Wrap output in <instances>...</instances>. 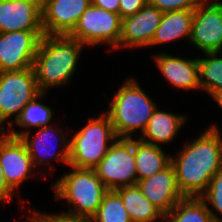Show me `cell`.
<instances>
[{
    "label": "cell",
    "mask_w": 222,
    "mask_h": 222,
    "mask_svg": "<svg viewBox=\"0 0 222 222\" xmlns=\"http://www.w3.org/2000/svg\"><path fill=\"white\" fill-rule=\"evenodd\" d=\"M163 150L160 146L135 139L137 181L151 177L171 163V155Z\"/></svg>",
    "instance_id": "7402d4cb"
},
{
    "label": "cell",
    "mask_w": 222,
    "mask_h": 222,
    "mask_svg": "<svg viewBox=\"0 0 222 222\" xmlns=\"http://www.w3.org/2000/svg\"><path fill=\"white\" fill-rule=\"evenodd\" d=\"M69 167L72 170L63 174L52 186L55 198L67 201L69 210L66 213L91 219L108 189L95 169Z\"/></svg>",
    "instance_id": "277c9868"
},
{
    "label": "cell",
    "mask_w": 222,
    "mask_h": 222,
    "mask_svg": "<svg viewBox=\"0 0 222 222\" xmlns=\"http://www.w3.org/2000/svg\"><path fill=\"white\" fill-rule=\"evenodd\" d=\"M31 212L37 222H92L90 218L72 215L63 210L62 213H42L36 210Z\"/></svg>",
    "instance_id": "83f0119b"
},
{
    "label": "cell",
    "mask_w": 222,
    "mask_h": 222,
    "mask_svg": "<svg viewBox=\"0 0 222 222\" xmlns=\"http://www.w3.org/2000/svg\"><path fill=\"white\" fill-rule=\"evenodd\" d=\"M92 222H132L121 197L115 191H108L101 201Z\"/></svg>",
    "instance_id": "d4e9b609"
},
{
    "label": "cell",
    "mask_w": 222,
    "mask_h": 222,
    "mask_svg": "<svg viewBox=\"0 0 222 222\" xmlns=\"http://www.w3.org/2000/svg\"><path fill=\"white\" fill-rule=\"evenodd\" d=\"M199 198L206 204L214 222H222L221 217L218 216V214L222 216V169L210 180L208 187ZM208 203L211 204L213 209L210 208Z\"/></svg>",
    "instance_id": "484cf974"
},
{
    "label": "cell",
    "mask_w": 222,
    "mask_h": 222,
    "mask_svg": "<svg viewBox=\"0 0 222 222\" xmlns=\"http://www.w3.org/2000/svg\"><path fill=\"white\" fill-rule=\"evenodd\" d=\"M40 93L33 67L0 72V129L9 128L22 109ZM13 116L15 119L11 121ZM3 123H7L6 128Z\"/></svg>",
    "instance_id": "8992f818"
},
{
    "label": "cell",
    "mask_w": 222,
    "mask_h": 222,
    "mask_svg": "<svg viewBox=\"0 0 222 222\" xmlns=\"http://www.w3.org/2000/svg\"><path fill=\"white\" fill-rule=\"evenodd\" d=\"M162 15L161 11L148 3L136 14L122 19L119 49L149 47Z\"/></svg>",
    "instance_id": "9a60e30c"
},
{
    "label": "cell",
    "mask_w": 222,
    "mask_h": 222,
    "mask_svg": "<svg viewBox=\"0 0 222 222\" xmlns=\"http://www.w3.org/2000/svg\"><path fill=\"white\" fill-rule=\"evenodd\" d=\"M91 0H41L45 35H69Z\"/></svg>",
    "instance_id": "4fadbf2b"
},
{
    "label": "cell",
    "mask_w": 222,
    "mask_h": 222,
    "mask_svg": "<svg viewBox=\"0 0 222 222\" xmlns=\"http://www.w3.org/2000/svg\"><path fill=\"white\" fill-rule=\"evenodd\" d=\"M30 213H31V215H28V216H27V218H26V219H27L26 222H29V220L33 217L31 211H30ZM18 222H19V221H18Z\"/></svg>",
    "instance_id": "d6a6232c"
},
{
    "label": "cell",
    "mask_w": 222,
    "mask_h": 222,
    "mask_svg": "<svg viewBox=\"0 0 222 222\" xmlns=\"http://www.w3.org/2000/svg\"><path fill=\"white\" fill-rule=\"evenodd\" d=\"M69 142V166L94 169L118 139L109 116L103 111L92 117Z\"/></svg>",
    "instance_id": "5b68a950"
},
{
    "label": "cell",
    "mask_w": 222,
    "mask_h": 222,
    "mask_svg": "<svg viewBox=\"0 0 222 222\" xmlns=\"http://www.w3.org/2000/svg\"><path fill=\"white\" fill-rule=\"evenodd\" d=\"M190 42L203 53H222V2L206 0L194 9Z\"/></svg>",
    "instance_id": "30bf717a"
},
{
    "label": "cell",
    "mask_w": 222,
    "mask_h": 222,
    "mask_svg": "<svg viewBox=\"0 0 222 222\" xmlns=\"http://www.w3.org/2000/svg\"><path fill=\"white\" fill-rule=\"evenodd\" d=\"M0 165L7 187L18 196L19 187L34 175V164L21 138L0 134ZM32 172V173H31Z\"/></svg>",
    "instance_id": "8fae6325"
},
{
    "label": "cell",
    "mask_w": 222,
    "mask_h": 222,
    "mask_svg": "<svg viewBox=\"0 0 222 222\" xmlns=\"http://www.w3.org/2000/svg\"><path fill=\"white\" fill-rule=\"evenodd\" d=\"M95 7L119 14L120 0H91Z\"/></svg>",
    "instance_id": "f546056e"
},
{
    "label": "cell",
    "mask_w": 222,
    "mask_h": 222,
    "mask_svg": "<svg viewBox=\"0 0 222 222\" xmlns=\"http://www.w3.org/2000/svg\"><path fill=\"white\" fill-rule=\"evenodd\" d=\"M14 193L7 187L4 179L3 170L0 165V203H7L13 201Z\"/></svg>",
    "instance_id": "4dcf8cb0"
},
{
    "label": "cell",
    "mask_w": 222,
    "mask_h": 222,
    "mask_svg": "<svg viewBox=\"0 0 222 222\" xmlns=\"http://www.w3.org/2000/svg\"><path fill=\"white\" fill-rule=\"evenodd\" d=\"M43 30L0 33V72L33 67Z\"/></svg>",
    "instance_id": "9c48e42d"
},
{
    "label": "cell",
    "mask_w": 222,
    "mask_h": 222,
    "mask_svg": "<svg viewBox=\"0 0 222 222\" xmlns=\"http://www.w3.org/2000/svg\"><path fill=\"white\" fill-rule=\"evenodd\" d=\"M210 97H212L216 103L222 108V90L214 91Z\"/></svg>",
    "instance_id": "1f68e13d"
},
{
    "label": "cell",
    "mask_w": 222,
    "mask_h": 222,
    "mask_svg": "<svg viewBox=\"0 0 222 222\" xmlns=\"http://www.w3.org/2000/svg\"><path fill=\"white\" fill-rule=\"evenodd\" d=\"M46 93L38 94L32 101H30L23 109L20 116L10 125L8 130L5 132L11 136L16 138H21L24 134L28 133L31 127L34 128H41L45 126H50L53 119L54 111L47 106L40 102L42 97ZM14 126L21 127V131H16Z\"/></svg>",
    "instance_id": "44dd1931"
},
{
    "label": "cell",
    "mask_w": 222,
    "mask_h": 222,
    "mask_svg": "<svg viewBox=\"0 0 222 222\" xmlns=\"http://www.w3.org/2000/svg\"><path fill=\"white\" fill-rule=\"evenodd\" d=\"M142 194L163 214L169 213L184 198L176 182L172 163L151 177L137 181Z\"/></svg>",
    "instance_id": "5bb4252c"
},
{
    "label": "cell",
    "mask_w": 222,
    "mask_h": 222,
    "mask_svg": "<svg viewBox=\"0 0 222 222\" xmlns=\"http://www.w3.org/2000/svg\"><path fill=\"white\" fill-rule=\"evenodd\" d=\"M108 107L106 114L110 118L117 137L132 139V135L138 130H140L139 133H143L158 106L141 88L137 80L128 78L113 94Z\"/></svg>",
    "instance_id": "3957f363"
},
{
    "label": "cell",
    "mask_w": 222,
    "mask_h": 222,
    "mask_svg": "<svg viewBox=\"0 0 222 222\" xmlns=\"http://www.w3.org/2000/svg\"><path fill=\"white\" fill-rule=\"evenodd\" d=\"M30 132L31 131L24 134L21 137V140L25 143L27 147L28 153L32 159L35 169L38 165V167L41 166L44 168L46 166L48 170L52 171V168L54 167L53 165L51 167L50 160L53 159H55L54 161H61L62 163H65L69 166L70 140H68V135H66L64 130L59 129L58 127L54 128L53 126L41 127L36 131V134L33 135V138L32 136H30ZM56 141L60 142V144H58V142ZM55 142L58 144V146L61 147L60 150L58 149V147L55 148ZM56 149H58L56 151L57 153L55 152Z\"/></svg>",
    "instance_id": "7c38bea8"
},
{
    "label": "cell",
    "mask_w": 222,
    "mask_h": 222,
    "mask_svg": "<svg viewBox=\"0 0 222 222\" xmlns=\"http://www.w3.org/2000/svg\"><path fill=\"white\" fill-rule=\"evenodd\" d=\"M204 54L205 58L198 57L199 85L210 96L214 91L222 90V57L220 52Z\"/></svg>",
    "instance_id": "cb8c5ba5"
},
{
    "label": "cell",
    "mask_w": 222,
    "mask_h": 222,
    "mask_svg": "<svg viewBox=\"0 0 222 222\" xmlns=\"http://www.w3.org/2000/svg\"><path fill=\"white\" fill-rule=\"evenodd\" d=\"M162 222H214L206 204L199 197H184L163 215Z\"/></svg>",
    "instance_id": "603a6c76"
},
{
    "label": "cell",
    "mask_w": 222,
    "mask_h": 222,
    "mask_svg": "<svg viewBox=\"0 0 222 222\" xmlns=\"http://www.w3.org/2000/svg\"><path fill=\"white\" fill-rule=\"evenodd\" d=\"M94 169L108 191L136 185L135 138H118Z\"/></svg>",
    "instance_id": "ba28073f"
},
{
    "label": "cell",
    "mask_w": 222,
    "mask_h": 222,
    "mask_svg": "<svg viewBox=\"0 0 222 222\" xmlns=\"http://www.w3.org/2000/svg\"><path fill=\"white\" fill-rule=\"evenodd\" d=\"M115 192L121 197L132 222L163 221V214L142 194L137 184L119 188Z\"/></svg>",
    "instance_id": "ffe728a7"
},
{
    "label": "cell",
    "mask_w": 222,
    "mask_h": 222,
    "mask_svg": "<svg viewBox=\"0 0 222 222\" xmlns=\"http://www.w3.org/2000/svg\"><path fill=\"white\" fill-rule=\"evenodd\" d=\"M161 74L169 84L178 89L201 90L199 85L198 58L190 59L159 52L152 56Z\"/></svg>",
    "instance_id": "e0dca14e"
},
{
    "label": "cell",
    "mask_w": 222,
    "mask_h": 222,
    "mask_svg": "<svg viewBox=\"0 0 222 222\" xmlns=\"http://www.w3.org/2000/svg\"><path fill=\"white\" fill-rule=\"evenodd\" d=\"M218 127L208 126L199 137L184 143L177 156H171L177 186L184 197H199L222 169V136Z\"/></svg>",
    "instance_id": "6da1fadb"
},
{
    "label": "cell",
    "mask_w": 222,
    "mask_h": 222,
    "mask_svg": "<svg viewBox=\"0 0 222 222\" xmlns=\"http://www.w3.org/2000/svg\"><path fill=\"white\" fill-rule=\"evenodd\" d=\"M202 0H148L151 6L156 7L162 13L194 10Z\"/></svg>",
    "instance_id": "4316f807"
},
{
    "label": "cell",
    "mask_w": 222,
    "mask_h": 222,
    "mask_svg": "<svg viewBox=\"0 0 222 222\" xmlns=\"http://www.w3.org/2000/svg\"><path fill=\"white\" fill-rule=\"evenodd\" d=\"M194 10H180L163 13L160 25L155 30L151 46L170 43L181 38L189 43Z\"/></svg>",
    "instance_id": "d6986e66"
},
{
    "label": "cell",
    "mask_w": 222,
    "mask_h": 222,
    "mask_svg": "<svg viewBox=\"0 0 222 222\" xmlns=\"http://www.w3.org/2000/svg\"><path fill=\"white\" fill-rule=\"evenodd\" d=\"M84 44L69 35H44L33 62L38 89L48 93V88L69 84L77 69Z\"/></svg>",
    "instance_id": "7a4b0ae2"
},
{
    "label": "cell",
    "mask_w": 222,
    "mask_h": 222,
    "mask_svg": "<svg viewBox=\"0 0 222 222\" xmlns=\"http://www.w3.org/2000/svg\"><path fill=\"white\" fill-rule=\"evenodd\" d=\"M186 115L174 114L158 108L154 111L149 119L148 125L140 137V140L146 143L160 146L173 142L183 124L187 121Z\"/></svg>",
    "instance_id": "ac0fdd59"
},
{
    "label": "cell",
    "mask_w": 222,
    "mask_h": 222,
    "mask_svg": "<svg viewBox=\"0 0 222 222\" xmlns=\"http://www.w3.org/2000/svg\"><path fill=\"white\" fill-rule=\"evenodd\" d=\"M122 32V18L119 14L106 11L90 4L80 16L75 28L69 34L85 46L108 45L110 50H119Z\"/></svg>",
    "instance_id": "52a82bcc"
},
{
    "label": "cell",
    "mask_w": 222,
    "mask_h": 222,
    "mask_svg": "<svg viewBox=\"0 0 222 222\" xmlns=\"http://www.w3.org/2000/svg\"><path fill=\"white\" fill-rule=\"evenodd\" d=\"M148 0H120L119 16L124 19L139 12Z\"/></svg>",
    "instance_id": "f1b7e54d"
},
{
    "label": "cell",
    "mask_w": 222,
    "mask_h": 222,
    "mask_svg": "<svg viewBox=\"0 0 222 222\" xmlns=\"http://www.w3.org/2000/svg\"><path fill=\"white\" fill-rule=\"evenodd\" d=\"M43 30L41 0H0V33Z\"/></svg>",
    "instance_id": "2e32d148"
}]
</instances>
